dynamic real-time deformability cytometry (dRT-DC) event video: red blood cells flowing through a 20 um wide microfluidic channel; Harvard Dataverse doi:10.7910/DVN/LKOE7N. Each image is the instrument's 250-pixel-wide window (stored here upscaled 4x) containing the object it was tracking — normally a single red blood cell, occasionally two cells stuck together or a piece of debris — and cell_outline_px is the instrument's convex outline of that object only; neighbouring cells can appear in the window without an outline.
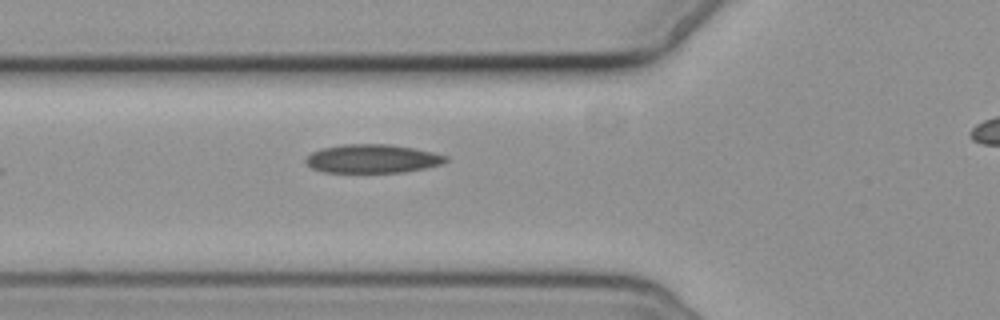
{"species": "common noctule bat (a hibernating species)", "species_latin": "Nyctalus noctula", "temperature_condition": "cold", "stored_images_in_passage": 3, "segment_of_instrument_passage": [1, 2], "camera_frame_rate_fps": 3000, "um_per_image_px": 0.085, "animal": {"sex": "female", "body_mass_g": 19.3, "forearm_length_mm": 54.1}, "frame": {"image": 1, "passage_image": 2, "time_ms": 2.333, "image_size_px": [1000, 320], "cell_outline_px": [[448, 160], [440, 164], [424, 168], [404, 172], [324, 172], [312, 168], [304, 160], [312, 152], [320, 148], [340, 144], [388, 144], [412, 148], [432, 152], [448, 156]], "centroid_in_image_um": [31.63, 13.48], "position_along_channel_um": 94.2, "area_um2": 23.24}}